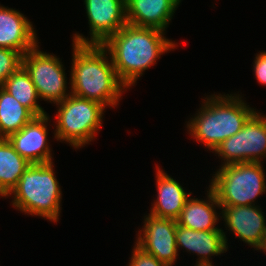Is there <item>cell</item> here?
I'll list each match as a JSON object with an SVG mask.
<instances>
[{
  "label": "cell",
  "mask_w": 266,
  "mask_h": 266,
  "mask_svg": "<svg viewBox=\"0 0 266 266\" xmlns=\"http://www.w3.org/2000/svg\"><path fill=\"white\" fill-rule=\"evenodd\" d=\"M144 224L136 235V243L159 261L173 266L179 253L176 245L177 221L156 217L150 213L144 216Z\"/></svg>",
  "instance_id": "10"
},
{
  "label": "cell",
  "mask_w": 266,
  "mask_h": 266,
  "mask_svg": "<svg viewBox=\"0 0 266 266\" xmlns=\"http://www.w3.org/2000/svg\"><path fill=\"white\" fill-rule=\"evenodd\" d=\"M262 210L259 205L221 206V220L225 222V230L256 250L266 233Z\"/></svg>",
  "instance_id": "12"
},
{
  "label": "cell",
  "mask_w": 266,
  "mask_h": 266,
  "mask_svg": "<svg viewBox=\"0 0 266 266\" xmlns=\"http://www.w3.org/2000/svg\"><path fill=\"white\" fill-rule=\"evenodd\" d=\"M84 5L90 37L76 32L73 43L102 45L127 24L126 0H84Z\"/></svg>",
  "instance_id": "9"
},
{
  "label": "cell",
  "mask_w": 266,
  "mask_h": 266,
  "mask_svg": "<svg viewBox=\"0 0 266 266\" xmlns=\"http://www.w3.org/2000/svg\"><path fill=\"white\" fill-rule=\"evenodd\" d=\"M131 259L127 266H168L167 264L159 261L155 256L144 251L136 243L131 251Z\"/></svg>",
  "instance_id": "22"
},
{
  "label": "cell",
  "mask_w": 266,
  "mask_h": 266,
  "mask_svg": "<svg viewBox=\"0 0 266 266\" xmlns=\"http://www.w3.org/2000/svg\"><path fill=\"white\" fill-rule=\"evenodd\" d=\"M22 56L20 52L0 47V86L22 65Z\"/></svg>",
  "instance_id": "21"
},
{
  "label": "cell",
  "mask_w": 266,
  "mask_h": 266,
  "mask_svg": "<svg viewBox=\"0 0 266 266\" xmlns=\"http://www.w3.org/2000/svg\"><path fill=\"white\" fill-rule=\"evenodd\" d=\"M262 164L247 162L218 166L209 187L215 192L220 206L257 205V198L266 193Z\"/></svg>",
  "instance_id": "6"
},
{
  "label": "cell",
  "mask_w": 266,
  "mask_h": 266,
  "mask_svg": "<svg viewBox=\"0 0 266 266\" xmlns=\"http://www.w3.org/2000/svg\"><path fill=\"white\" fill-rule=\"evenodd\" d=\"M181 0H126L127 24L166 32Z\"/></svg>",
  "instance_id": "15"
},
{
  "label": "cell",
  "mask_w": 266,
  "mask_h": 266,
  "mask_svg": "<svg viewBox=\"0 0 266 266\" xmlns=\"http://www.w3.org/2000/svg\"><path fill=\"white\" fill-rule=\"evenodd\" d=\"M262 251V253H265L266 254V233L264 235V238H263V241H262V244L256 249V251Z\"/></svg>",
  "instance_id": "24"
},
{
  "label": "cell",
  "mask_w": 266,
  "mask_h": 266,
  "mask_svg": "<svg viewBox=\"0 0 266 266\" xmlns=\"http://www.w3.org/2000/svg\"><path fill=\"white\" fill-rule=\"evenodd\" d=\"M72 47L71 93L117 107L128 87L118 77L109 52L97 44L72 43Z\"/></svg>",
  "instance_id": "2"
},
{
  "label": "cell",
  "mask_w": 266,
  "mask_h": 266,
  "mask_svg": "<svg viewBox=\"0 0 266 266\" xmlns=\"http://www.w3.org/2000/svg\"><path fill=\"white\" fill-rule=\"evenodd\" d=\"M50 116H35L18 132L7 139L14 149L30 164L53 162L52 149L48 139Z\"/></svg>",
  "instance_id": "11"
},
{
  "label": "cell",
  "mask_w": 266,
  "mask_h": 266,
  "mask_svg": "<svg viewBox=\"0 0 266 266\" xmlns=\"http://www.w3.org/2000/svg\"><path fill=\"white\" fill-rule=\"evenodd\" d=\"M166 32L153 27L126 24L102 46L109 52L120 80L130 89L161 55L178 47L166 38Z\"/></svg>",
  "instance_id": "1"
},
{
  "label": "cell",
  "mask_w": 266,
  "mask_h": 266,
  "mask_svg": "<svg viewBox=\"0 0 266 266\" xmlns=\"http://www.w3.org/2000/svg\"><path fill=\"white\" fill-rule=\"evenodd\" d=\"M31 164L8 141L0 138V197L6 198Z\"/></svg>",
  "instance_id": "18"
},
{
  "label": "cell",
  "mask_w": 266,
  "mask_h": 266,
  "mask_svg": "<svg viewBox=\"0 0 266 266\" xmlns=\"http://www.w3.org/2000/svg\"><path fill=\"white\" fill-rule=\"evenodd\" d=\"M155 168L157 195L149 212L156 217L177 220L192 193L185 191L178 181L157 164Z\"/></svg>",
  "instance_id": "16"
},
{
  "label": "cell",
  "mask_w": 266,
  "mask_h": 266,
  "mask_svg": "<svg viewBox=\"0 0 266 266\" xmlns=\"http://www.w3.org/2000/svg\"><path fill=\"white\" fill-rule=\"evenodd\" d=\"M39 49L38 44L26 52L22 56V66L29 73L40 100L55 104L72 94L71 86L67 87L71 85L70 78L68 83L62 59Z\"/></svg>",
  "instance_id": "7"
},
{
  "label": "cell",
  "mask_w": 266,
  "mask_h": 266,
  "mask_svg": "<svg viewBox=\"0 0 266 266\" xmlns=\"http://www.w3.org/2000/svg\"><path fill=\"white\" fill-rule=\"evenodd\" d=\"M30 20L15 8L0 4V47L20 52L35 48L38 44L36 30Z\"/></svg>",
  "instance_id": "13"
},
{
  "label": "cell",
  "mask_w": 266,
  "mask_h": 266,
  "mask_svg": "<svg viewBox=\"0 0 266 266\" xmlns=\"http://www.w3.org/2000/svg\"><path fill=\"white\" fill-rule=\"evenodd\" d=\"M1 87L16 98L19 103L28 108L35 116H42L47 112L39 104V96L29 73L21 65Z\"/></svg>",
  "instance_id": "19"
},
{
  "label": "cell",
  "mask_w": 266,
  "mask_h": 266,
  "mask_svg": "<svg viewBox=\"0 0 266 266\" xmlns=\"http://www.w3.org/2000/svg\"><path fill=\"white\" fill-rule=\"evenodd\" d=\"M253 71L258 83L266 86V51L256 53Z\"/></svg>",
  "instance_id": "23"
},
{
  "label": "cell",
  "mask_w": 266,
  "mask_h": 266,
  "mask_svg": "<svg viewBox=\"0 0 266 266\" xmlns=\"http://www.w3.org/2000/svg\"><path fill=\"white\" fill-rule=\"evenodd\" d=\"M214 152L215 156L218 155L222 159L220 166L247 162L263 163L266 158V115L257 110L239 132L223 141Z\"/></svg>",
  "instance_id": "8"
},
{
  "label": "cell",
  "mask_w": 266,
  "mask_h": 266,
  "mask_svg": "<svg viewBox=\"0 0 266 266\" xmlns=\"http://www.w3.org/2000/svg\"><path fill=\"white\" fill-rule=\"evenodd\" d=\"M206 192L204 200L192 196L186 200L180 216L176 220L178 225L197 231L223 230L216 226L221 220V211H219L220 213L217 211L221 210L217 196L210 187Z\"/></svg>",
  "instance_id": "17"
},
{
  "label": "cell",
  "mask_w": 266,
  "mask_h": 266,
  "mask_svg": "<svg viewBox=\"0 0 266 266\" xmlns=\"http://www.w3.org/2000/svg\"><path fill=\"white\" fill-rule=\"evenodd\" d=\"M227 231H200L176 225V245L187 253L198 256L196 263H211L212 256H221L228 251Z\"/></svg>",
  "instance_id": "14"
},
{
  "label": "cell",
  "mask_w": 266,
  "mask_h": 266,
  "mask_svg": "<svg viewBox=\"0 0 266 266\" xmlns=\"http://www.w3.org/2000/svg\"><path fill=\"white\" fill-rule=\"evenodd\" d=\"M35 115L0 86V138L18 132Z\"/></svg>",
  "instance_id": "20"
},
{
  "label": "cell",
  "mask_w": 266,
  "mask_h": 266,
  "mask_svg": "<svg viewBox=\"0 0 266 266\" xmlns=\"http://www.w3.org/2000/svg\"><path fill=\"white\" fill-rule=\"evenodd\" d=\"M194 266H214L213 263H196Z\"/></svg>",
  "instance_id": "25"
},
{
  "label": "cell",
  "mask_w": 266,
  "mask_h": 266,
  "mask_svg": "<svg viewBox=\"0 0 266 266\" xmlns=\"http://www.w3.org/2000/svg\"><path fill=\"white\" fill-rule=\"evenodd\" d=\"M55 105L54 139L62 143L65 141L76 150L95 140V135L103 126L105 106L73 94Z\"/></svg>",
  "instance_id": "5"
},
{
  "label": "cell",
  "mask_w": 266,
  "mask_h": 266,
  "mask_svg": "<svg viewBox=\"0 0 266 266\" xmlns=\"http://www.w3.org/2000/svg\"><path fill=\"white\" fill-rule=\"evenodd\" d=\"M53 163L31 164L6 198L11 197L12 206L24 214L57 223L62 210V191Z\"/></svg>",
  "instance_id": "4"
},
{
  "label": "cell",
  "mask_w": 266,
  "mask_h": 266,
  "mask_svg": "<svg viewBox=\"0 0 266 266\" xmlns=\"http://www.w3.org/2000/svg\"><path fill=\"white\" fill-rule=\"evenodd\" d=\"M256 112L239 94L216 93L207 95L201 107L189 121L187 132L194 141L203 144L210 152L229 137L239 132ZM212 150V151H211Z\"/></svg>",
  "instance_id": "3"
}]
</instances>
